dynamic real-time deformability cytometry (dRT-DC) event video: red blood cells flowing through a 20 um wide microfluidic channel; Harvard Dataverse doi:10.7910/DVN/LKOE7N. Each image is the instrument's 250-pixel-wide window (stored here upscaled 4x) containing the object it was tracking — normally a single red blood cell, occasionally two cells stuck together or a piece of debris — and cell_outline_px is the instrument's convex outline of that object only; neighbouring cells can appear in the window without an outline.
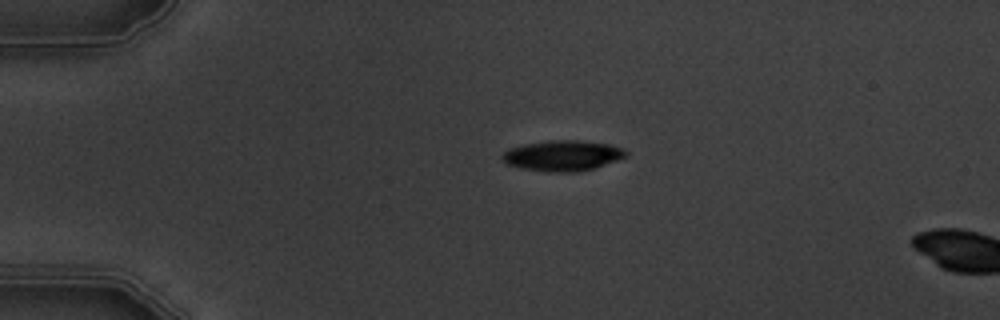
{"species": "common noctule bat (a hibernating species)", "species_latin": "Nyctalus noctula", "temperature_condition": "warm", "stored_images_in_passage": 3, "camera_frame_rate_fps": 3000, "um_per_image_px": 0.085, "animal": {"sex": "male", "body_mass_g": 19.5, "forearm_length_mm": 54.6}, "frame": {"image": 1, "passage_image": 3, "time_ms": 3.333, "image_size_px": [1000, 320], "cell_outline_px": [[628, 156], [596, 168], [576, 172], [548, 172], [520, 168], [508, 164], [500, 160], [500, 156], [508, 148], [524, 144], [548, 140], [584, 140], [612, 144], [624, 148], [628, 152]], "centroid_in_image_um": [47.84, 13.22], "position_along_channel_um": 37.2, "area_um2": 22.54}}